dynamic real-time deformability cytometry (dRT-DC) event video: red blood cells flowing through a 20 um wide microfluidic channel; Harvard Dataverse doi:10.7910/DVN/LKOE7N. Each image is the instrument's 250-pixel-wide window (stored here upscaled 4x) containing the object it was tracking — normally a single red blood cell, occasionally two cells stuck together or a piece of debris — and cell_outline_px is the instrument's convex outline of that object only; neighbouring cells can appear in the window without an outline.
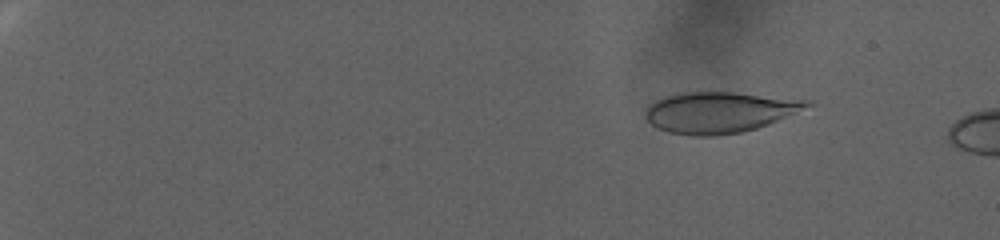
{"species": "human", "species_latin": "Homo sapiens", "temperature_condition": "warm", "stored_images_in_passage": 25, "camera_frame_rate_fps": 3000, "um_per_image_px": 0.085, "donor": {"sex": "female"}, "frame": {"image": 1, "passage_image": 15, "time_ms": 4.667, "image_size_px": [1000, 240], "cell_outline_px": [[816, 100], [812, 104], [768, 124], [756, 128], [740, 132], [716, 136], [692, 136], [668, 132], [656, 128], [644, 116], [644, 108], [648, 104], [664, 96], [684, 92], [732, 92]], "centroid_in_image_um": [61.09, 9.53], "position_along_channel_um": 23.9, "area_um2": 38.67}}